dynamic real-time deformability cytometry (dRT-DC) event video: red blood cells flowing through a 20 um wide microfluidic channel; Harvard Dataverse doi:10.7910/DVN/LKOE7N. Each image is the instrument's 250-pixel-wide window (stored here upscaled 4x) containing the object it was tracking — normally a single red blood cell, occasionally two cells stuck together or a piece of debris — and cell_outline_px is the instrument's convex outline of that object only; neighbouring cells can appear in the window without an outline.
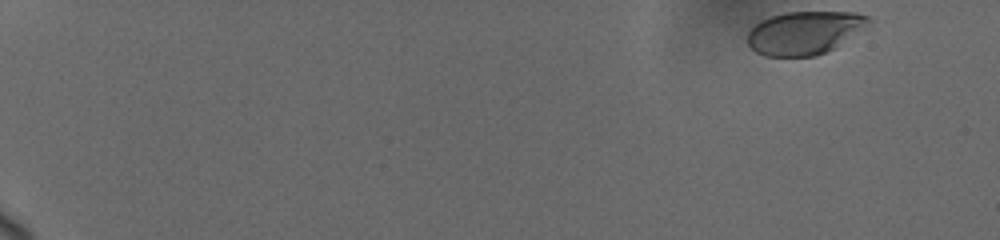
{"species": "human", "species_latin": "Homo sapiens", "temperature_condition": "cold", "stored_images_in_passage": 61, "camera_frame_rate_fps": 3000, "um_per_image_px": 0.085, "donor": {"sex": "female"}, "frame": {"image": 1, "passage_image": 1, "time_ms": 0.0, "image_size_px": [1000, 240], "cell_outline_px": [[872, 28], [816, 56], [764, 56], [756, 52], [748, 44], [748, 32], [760, 20], [784, 12], [856, 12], [868, 16], [872, 20]], "centroid_in_image_um": [68.48, 2.77], "position_along_channel_um": 16.5, "area_um2": 30.92}}
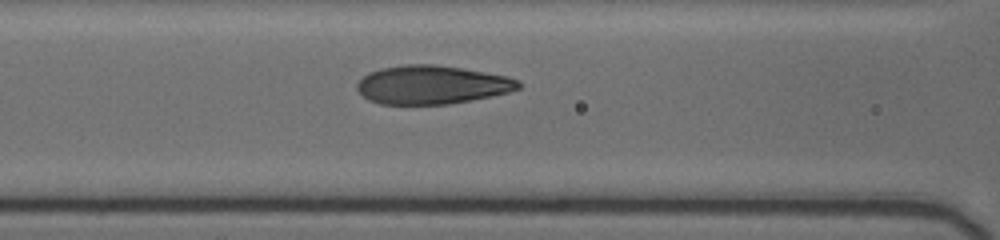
{"frame": {"image": 2, "passage_image": 32, "time_ms": 8.0, "image_size_px": [1000, 240], "cell_outline_px": [[520, 88], [508, 92], [448, 104], [380, 104], [368, 100], [356, 88], [356, 84], [368, 72], [380, 68], [404, 64], [432, 64], [460, 68], [508, 76], [516, 80], [520, 84]], "centroid_in_image_um": [36.65, 7.2], "position_along_channel_um": 130.0, "area_um2": 35.95}}
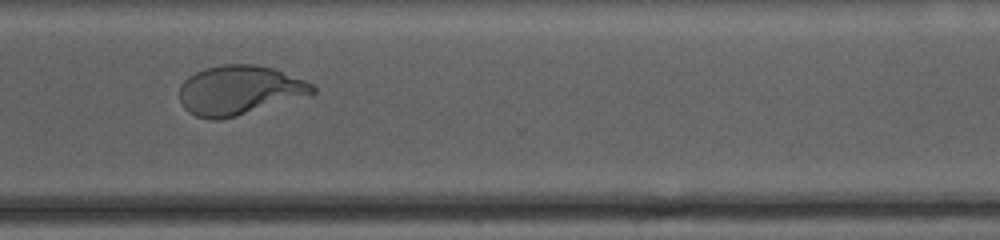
{"frame": {"image": 3, "passage_image": 54, "time_ms": 14.0, "image_size_px": [1000, 240], "cell_outline_px": [[316, 92], [312, 96], [236, 116], [220, 120], [212, 120], [196, 116], [188, 112], [184, 108], [180, 100], [180, 84], [188, 76], [204, 68], [220, 64], [256, 64], [276, 68], [304, 80], [312, 84], [316, 88]], "centroid_in_image_um": [20.38, 7.67], "position_along_channel_um": 350.2, "area_um2": 38.96}, "authors_computed_cell_mechanics": {"area_um2": 36.2984, "velocity_mm_per_s": 3.6845, "shape_relaxation_time_tau1_ms": 4.4341, "shape_relaxation_time_tau2_ms": null, "deformation_change_tau1": 0.1907, "deformation_change_tau2": null}}